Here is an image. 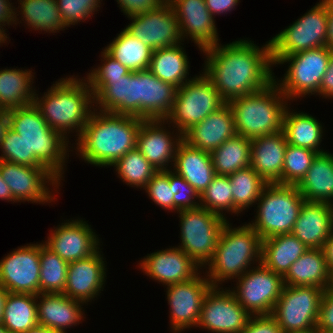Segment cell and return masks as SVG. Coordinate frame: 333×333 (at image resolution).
<instances>
[{
	"instance_id": "6da1fadb",
	"label": "cell",
	"mask_w": 333,
	"mask_h": 333,
	"mask_svg": "<svg viewBox=\"0 0 333 333\" xmlns=\"http://www.w3.org/2000/svg\"><path fill=\"white\" fill-rule=\"evenodd\" d=\"M202 52L206 56L203 73L226 103L259 91L275 79L270 40L260 48L248 38L226 45L218 42Z\"/></svg>"
},
{
	"instance_id": "7a4b0ae2",
	"label": "cell",
	"mask_w": 333,
	"mask_h": 333,
	"mask_svg": "<svg viewBox=\"0 0 333 333\" xmlns=\"http://www.w3.org/2000/svg\"><path fill=\"white\" fill-rule=\"evenodd\" d=\"M143 119L93 110L83 132L75 140L77 156L88 164L110 167L137 144Z\"/></svg>"
},
{
	"instance_id": "3957f363",
	"label": "cell",
	"mask_w": 333,
	"mask_h": 333,
	"mask_svg": "<svg viewBox=\"0 0 333 333\" xmlns=\"http://www.w3.org/2000/svg\"><path fill=\"white\" fill-rule=\"evenodd\" d=\"M7 113L9 128L25 140L26 166L46 167L60 181L63 180L64 165L70 152L69 139L49 127L34 104Z\"/></svg>"
},
{
	"instance_id": "277c9868",
	"label": "cell",
	"mask_w": 333,
	"mask_h": 333,
	"mask_svg": "<svg viewBox=\"0 0 333 333\" xmlns=\"http://www.w3.org/2000/svg\"><path fill=\"white\" fill-rule=\"evenodd\" d=\"M33 104L48 126L68 139L72 131L78 137L82 134L94 110L93 94L86 77L80 79L75 75L59 79L42 97L35 91Z\"/></svg>"
},
{
	"instance_id": "5b68a950",
	"label": "cell",
	"mask_w": 333,
	"mask_h": 333,
	"mask_svg": "<svg viewBox=\"0 0 333 333\" xmlns=\"http://www.w3.org/2000/svg\"><path fill=\"white\" fill-rule=\"evenodd\" d=\"M261 243L262 239L249 223L234 228L227 221L212 259L204 267L208 270L203 274L212 286L239 278L254 264H261Z\"/></svg>"
},
{
	"instance_id": "8992f818",
	"label": "cell",
	"mask_w": 333,
	"mask_h": 333,
	"mask_svg": "<svg viewBox=\"0 0 333 333\" xmlns=\"http://www.w3.org/2000/svg\"><path fill=\"white\" fill-rule=\"evenodd\" d=\"M237 135L255 139L282 130L288 99L275 80L265 88L228 102Z\"/></svg>"
},
{
	"instance_id": "52a82bcc",
	"label": "cell",
	"mask_w": 333,
	"mask_h": 333,
	"mask_svg": "<svg viewBox=\"0 0 333 333\" xmlns=\"http://www.w3.org/2000/svg\"><path fill=\"white\" fill-rule=\"evenodd\" d=\"M257 201L255 219L248 223L264 240L279 234H291L305 199L297 186L267 183Z\"/></svg>"
},
{
	"instance_id": "ba28073f",
	"label": "cell",
	"mask_w": 333,
	"mask_h": 333,
	"mask_svg": "<svg viewBox=\"0 0 333 333\" xmlns=\"http://www.w3.org/2000/svg\"><path fill=\"white\" fill-rule=\"evenodd\" d=\"M333 50L327 46L304 50L289 56H272L273 65L288 63L281 80H275L289 101L306 95H319L322 78L326 73Z\"/></svg>"
},
{
	"instance_id": "9c48e42d",
	"label": "cell",
	"mask_w": 333,
	"mask_h": 333,
	"mask_svg": "<svg viewBox=\"0 0 333 333\" xmlns=\"http://www.w3.org/2000/svg\"><path fill=\"white\" fill-rule=\"evenodd\" d=\"M225 103L210 79L202 72L177 88L171 111L164 120L169 122L167 125L170 129L176 128L174 131L177 130L183 136Z\"/></svg>"
},
{
	"instance_id": "30bf717a",
	"label": "cell",
	"mask_w": 333,
	"mask_h": 333,
	"mask_svg": "<svg viewBox=\"0 0 333 333\" xmlns=\"http://www.w3.org/2000/svg\"><path fill=\"white\" fill-rule=\"evenodd\" d=\"M180 245L201 268L212 259L224 225L228 221L204 207L180 210Z\"/></svg>"
},
{
	"instance_id": "8fae6325",
	"label": "cell",
	"mask_w": 333,
	"mask_h": 333,
	"mask_svg": "<svg viewBox=\"0 0 333 333\" xmlns=\"http://www.w3.org/2000/svg\"><path fill=\"white\" fill-rule=\"evenodd\" d=\"M329 0H320L307 13L270 40L272 56L327 46Z\"/></svg>"
},
{
	"instance_id": "7c38bea8",
	"label": "cell",
	"mask_w": 333,
	"mask_h": 333,
	"mask_svg": "<svg viewBox=\"0 0 333 333\" xmlns=\"http://www.w3.org/2000/svg\"><path fill=\"white\" fill-rule=\"evenodd\" d=\"M324 291L315 286L284 285L271 313L283 333L316 328Z\"/></svg>"
},
{
	"instance_id": "4fadbf2b",
	"label": "cell",
	"mask_w": 333,
	"mask_h": 333,
	"mask_svg": "<svg viewBox=\"0 0 333 333\" xmlns=\"http://www.w3.org/2000/svg\"><path fill=\"white\" fill-rule=\"evenodd\" d=\"M234 281L236 286L230 291L250 315H271L284 287L283 276L262 264L248 269Z\"/></svg>"
},
{
	"instance_id": "5bb4252c",
	"label": "cell",
	"mask_w": 333,
	"mask_h": 333,
	"mask_svg": "<svg viewBox=\"0 0 333 333\" xmlns=\"http://www.w3.org/2000/svg\"><path fill=\"white\" fill-rule=\"evenodd\" d=\"M0 174L3 181L9 186L16 203L30 201L43 205L50 204L55 201L53 190L56 189L57 192L61 185V181L46 167L26 166L0 160ZM49 185H52L54 189L48 187Z\"/></svg>"
},
{
	"instance_id": "9a60e30c",
	"label": "cell",
	"mask_w": 333,
	"mask_h": 333,
	"mask_svg": "<svg viewBox=\"0 0 333 333\" xmlns=\"http://www.w3.org/2000/svg\"><path fill=\"white\" fill-rule=\"evenodd\" d=\"M127 18L131 22L124 29L153 51L184 42L177 17L167 0L155 9Z\"/></svg>"
},
{
	"instance_id": "2e32d148",
	"label": "cell",
	"mask_w": 333,
	"mask_h": 333,
	"mask_svg": "<svg viewBox=\"0 0 333 333\" xmlns=\"http://www.w3.org/2000/svg\"><path fill=\"white\" fill-rule=\"evenodd\" d=\"M250 316L230 288L212 286L204 297L197 327L212 333H241Z\"/></svg>"
},
{
	"instance_id": "e0dca14e",
	"label": "cell",
	"mask_w": 333,
	"mask_h": 333,
	"mask_svg": "<svg viewBox=\"0 0 333 333\" xmlns=\"http://www.w3.org/2000/svg\"><path fill=\"white\" fill-rule=\"evenodd\" d=\"M201 274L200 272L188 281L166 286L173 333H181L185 329L198 326L204 297L212 287L206 275Z\"/></svg>"
},
{
	"instance_id": "ac0fdd59",
	"label": "cell",
	"mask_w": 333,
	"mask_h": 333,
	"mask_svg": "<svg viewBox=\"0 0 333 333\" xmlns=\"http://www.w3.org/2000/svg\"><path fill=\"white\" fill-rule=\"evenodd\" d=\"M40 243L14 249L0 260V285L12 293L39 294Z\"/></svg>"
},
{
	"instance_id": "d6986e66",
	"label": "cell",
	"mask_w": 333,
	"mask_h": 333,
	"mask_svg": "<svg viewBox=\"0 0 333 333\" xmlns=\"http://www.w3.org/2000/svg\"><path fill=\"white\" fill-rule=\"evenodd\" d=\"M47 237L42 242L68 263L94 255L100 249L98 235L80 218L57 225Z\"/></svg>"
},
{
	"instance_id": "ffe728a7",
	"label": "cell",
	"mask_w": 333,
	"mask_h": 333,
	"mask_svg": "<svg viewBox=\"0 0 333 333\" xmlns=\"http://www.w3.org/2000/svg\"><path fill=\"white\" fill-rule=\"evenodd\" d=\"M179 22L182 39L190 38L200 52L216 46L219 37L215 19L205 0H167Z\"/></svg>"
},
{
	"instance_id": "44dd1931",
	"label": "cell",
	"mask_w": 333,
	"mask_h": 333,
	"mask_svg": "<svg viewBox=\"0 0 333 333\" xmlns=\"http://www.w3.org/2000/svg\"><path fill=\"white\" fill-rule=\"evenodd\" d=\"M165 124L164 119L142 120L137 133L136 148L157 171L171 169L176 148L183 140L177 130L171 132Z\"/></svg>"
},
{
	"instance_id": "7402d4cb",
	"label": "cell",
	"mask_w": 333,
	"mask_h": 333,
	"mask_svg": "<svg viewBox=\"0 0 333 333\" xmlns=\"http://www.w3.org/2000/svg\"><path fill=\"white\" fill-rule=\"evenodd\" d=\"M139 268L164 286L188 281L203 269L179 247L158 250L141 258Z\"/></svg>"
},
{
	"instance_id": "603a6c76",
	"label": "cell",
	"mask_w": 333,
	"mask_h": 333,
	"mask_svg": "<svg viewBox=\"0 0 333 333\" xmlns=\"http://www.w3.org/2000/svg\"><path fill=\"white\" fill-rule=\"evenodd\" d=\"M99 250L94 255L84 259L69 262L64 294L85 305L94 301L103 291L106 281V266Z\"/></svg>"
},
{
	"instance_id": "cb8c5ba5",
	"label": "cell",
	"mask_w": 333,
	"mask_h": 333,
	"mask_svg": "<svg viewBox=\"0 0 333 333\" xmlns=\"http://www.w3.org/2000/svg\"><path fill=\"white\" fill-rule=\"evenodd\" d=\"M139 71L108 80L94 95V108L101 112L139 117ZM99 105V106H98Z\"/></svg>"
},
{
	"instance_id": "d4e9b609",
	"label": "cell",
	"mask_w": 333,
	"mask_h": 333,
	"mask_svg": "<svg viewBox=\"0 0 333 333\" xmlns=\"http://www.w3.org/2000/svg\"><path fill=\"white\" fill-rule=\"evenodd\" d=\"M332 233L333 205L325 202L305 201L291 234L308 249H322Z\"/></svg>"
},
{
	"instance_id": "484cf974",
	"label": "cell",
	"mask_w": 333,
	"mask_h": 333,
	"mask_svg": "<svg viewBox=\"0 0 333 333\" xmlns=\"http://www.w3.org/2000/svg\"><path fill=\"white\" fill-rule=\"evenodd\" d=\"M236 135L234 115L228 103L209 114L183 135L190 146L211 153Z\"/></svg>"
},
{
	"instance_id": "4316f807",
	"label": "cell",
	"mask_w": 333,
	"mask_h": 333,
	"mask_svg": "<svg viewBox=\"0 0 333 333\" xmlns=\"http://www.w3.org/2000/svg\"><path fill=\"white\" fill-rule=\"evenodd\" d=\"M287 144L282 130L251 140L250 166L267 183L282 184Z\"/></svg>"
},
{
	"instance_id": "83f0119b",
	"label": "cell",
	"mask_w": 333,
	"mask_h": 333,
	"mask_svg": "<svg viewBox=\"0 0 333 333\" xmlns=\"http://www.w3.org/2000/svg\"><path fill=\"white\" fill-rule=\"evenodd\" d=\"M36 300L40 325L67 333L65 329L79 325L85 319L81 307L84 303L67 297L64 293H39Z\"/></svg>"
},
{
	"instance_id": "f1b7e54d",
	"label": "cell",
	"mask_w": 333,
	"mask_h": 333,
	"mask_svg": "<svg viewBox=\"0 0 333 333\" xmlns=\"http://www.w3.org/2000/svg\"><path fill=\"white\" fill-rule=\"evenodd\" d=\"M139 118L165 119L173 106L177 87L163 82L150 70L139 71Z\"/></svg>"
},
{
	"instance_id": "f546056e",
	"label": "cell",
	"mask_w": 333,
	"mask_h": 333,
	"mask_svg": "<svg viewBox=\"0 0 333 333\" xmlns=\"http://www.w3.org/2000/svg\"><path fill=\"white\" fill-rule=\"evenodd\" d=\"M182 176L199 195H201L214 178L215 171L209 152L190 146L182 140L175 153L172 167Z\"/></svg>"
},
{
	"instance_id": "4dcf8cb0",
	"label": "cell",
	"mask_w": 333,
	"mask_h": 333,
	"mask_svg": "<svg viewBox=\"0 0 333 333\" xmlns=\"http://www.w3.org/2000/svg\"><path fill=\"white\" fill-rule=\"evenodd\" d=\"M287 286H315L328 290L331 273L325 255L320 248H309L289 268L283 276Z\"/></svg>"
},
{
	"instance_id": "1f68e13d",
	"label": "cell",
	"mask_w": 333,
	"mask_h": 333,
	"mask_svg": "<svg viewBox=\"0 0 333 333\" xmlns=\"http://www.w3.org/2000/svg\"><path fill=\"white\" fill-rule=\"evenodd\" d=\"M297 188L305 201L333 205V153H318Z\"/></svg>"
},
{
	"instance_id": "d6a6232c",
	"label": "cell",
	"mask_w": 333,
	"mask_h": 333,
	"mask_svg": "<svg viewBox=\"0 0 333 333\" xmlns=\"http://www.w3.org/2000/svg\"><path fill=\"white\" fill-rule=\"evenodd\" d=\"M308 248L292 234H279L262 240L261 264L274 273L284 276L290 266Z\"/></svg>"
},
{
	"instance_id": "836d02e7",
	"label": "cell",
	"mask_w": 333,
	"mask_h": 333,
	"mask_svg": "<svg viewBox=\"0 0 333 333\" xmlns=\"http://www.w3.org/2000/svg\"><path fill=\"white\" fill-rule=\"evenodd\" d=\"M290 108V106H287L285 110L282 125L287 143L314 150L317 153L325 152V150L320 149L324 133L321 122L311 114L293 112Z\"/></svg>"
},
{
	"instance_id": "e575fe53",
	"label": "cell",
	"mask_w": 333,
	"mask_h": 333,
	"mask_svg": "<svg viewBox=\"0 0 333 333\" xmlns=\"http://www.w3.org/2000/svg\"><path fill=\"white\" fill-rule=\"evenodd\" d=\"M32 73L30 69L0 70V109L8 111L33 104L36 90L32 87L35 77Z\"/></svg>"
},
{
	"instance_id": "d590c367",
	"label": "cell",
	"mask_w": 333,
	"mask_h": 333,
	"mask_svg": "<svg viewBox=\"0 0 333 333\" xmlns=\"http://www.w3.org/2000/svg\"><path fill=\"white\" fill-rule=\"evenodd\" d=\"M181 45L154 50L149 66L154 76L177 88L191 79L187 77L190 71L188 56Z\"/></svg>"
},
{
	"instance_id": "8d00e7d4",
	"label": "cell",
	"mask_w": 333,
	"mask_h": 333,
	"mask_svg": "<svg viewBox=\"0 0 333 333\" xmlns=\"http://www.w3.org/2000/svg\"><path fill=\"white\" fill-rule=\"evenodd\" d=\"M18 8L16 10L15 25L19 24L21 15V21L26 23L28 28L33 30L45 31V33H56L60 30H65L66 25L63 22L61 12L57 6V0H17ZM18 11V12H17ZM18 13V14H17ZM18 21V22H17ZM32 27V28H31Z\"/></svg>"
},
{
	"instance_id": "74e56055",
	"label": "cell",
	"mask_w": 333,
	"mask_h": 333,
	"mask_svg": "<svg viewBox=\"0 0 333 333\" xmlns=\"http://www.w3.org/2000/svg\"><path fill=\"white\" fill-rule=\"evenodd\" d=\"M37 295L7 293L1 323L10 333H25L38 324Z\"/></svg>"
},
{
	"instance_id": "f35d334b",
	"label": "cell",
	"mask_w": 333,
	"mask_h": 333,
	"mask_svg": "<svg viewBox=\"0 0 333 333\" xmlns=\"http://www.w3.org/2000/svg\"><path fill=\"white\" fill-rule=\"evenodd\" d=\"M104 50L130 71L148 70L153 50L123 29Z\"/></svg>"
},
{
	"instance_id": "ab89813d",
	"label": "cell",
	"mask_w": 333,
	"mask_h": 333,
	"mask_svg": "<svg viewBox=\"0 0 333 333\" xmlns=\"http://www.w3.org/2000/svg\"><path fill=\"white\" fill-rule=\"evenodd\" d=\"M250 154L251 140L236 134L210 153L215 174L229 176L250 167Z\"/></svg>"
},
{
	"instance_id": "60d3db41",
	"label": "cell",
	"mask_w": 333,
	"mask_h": 333,
	"mask_svg": "<svg viewBox=\"0 0 333 333\" xmlns=\"http://www.w3.org/2000/svg\"><path fill=\"white\" fill-rule=\"evenodd\" d=\"M228 177L233 191V213L238 216L247 208L256 205L267 182L251 166Z\"/></svg>"
},
{
	"instance_id": "b9f144b4",
	"label": "cell",
	"mask_w": 333,
	"mask_h": 333,
	"mask_svg": "<svg viewBox=\"0 0 333 333\" xmlns=\"http://www.w3.org/2000/svg\"><path fill=\"white\" fill-rule=\"evenodd\" d=\"M68 264L41 242L39 293H63Z\"/></svg>"
},
{
	"instance_id": "7bdbcfd3",
	"label": "cell",
	"mask_w": 333,
	"mask_h": 333,
	"mask_svg": "<svg viewBox=\"0 0 333 333\" xmlns=\"http://www.w3.org/2000/svg\"><path fill=\"white\" fill-rule=\"evenodd\" d=\"M112 166L122 182L139 189L144 188L157 172L137 148L128 151Z\"/></svg>"
},
{
	"instance_id": "ee69618b",
	"label": "cell",
	"mask_w": 333,
	"mask_h": 333,
	"mask_svg": "<svg viewBox=\"0 0 333 333\" xmlns=\"http://www.w3.org/2000/svg\"><path fill=\"white\" fill-rule=\"evenodd\" d=\"M232 192L229 177L215 175L211 183L200 195V206L227 218L223 211L233 214Z\"/></svg>"
},
{
	"instance_id": "f6af8a7d",
	"label": "cell",
	"mask_w": 333,
	"mask_h": 333,
	"mask_svg": "<svg viewBox=\"0 0 333 333\" xmlns=\"http://www.w3.org/2000/svg\"><path fill=\"white\" fill-rule=\"evenodd\" d=\"M318 153L287 144L282 169V184L297 186L306 175Z\"/></svg>"
},
{
	"instance_id": "bcb514c9",
	"label": "cell",
	"mask_w": 333,
	"mask_h": 333,
	"mask_svg": "<svg viewBox=\"0 0 333 333\" xmlns=\"http://www.w3.org/2000/svg\"><path fill=\"white\" fill-rule=\"evenodd\" d=\"M102 64L87 73V81L94 95L108 80L123 78L131 71L119 61L111 57L104 49L101 53ZM104 59V60H103Z\"/></svg>"
},
{
	"instance_id": "7dc6e473",
	"label": "cell",
	"mask_w": 333,
	"mask_h": 333,
	"mask_svg": "<svg viewBox=\"0 0 333 333\" xmlns=\"http://www.w3.org/2000/svg\"><path fill=\"white\" fill-rule=\"evenodd\" d=\"M101 1L103 0H57V6L64 24L70 27L93 17L99 11Z\"/></svg>"
},
{
	"instance_id": "c3c4849f",
	"label": "cell",
	"mask_w": 333,
	"mask_h": 333,
	"mask_svg": "<svg viewBox=\"0 0 333 333\" xmlns=\"http://www.w3.org/2000/svg\"><path fill=\"white\" fill-rule=\"evenodd\" d=\"M147 196L164 210L173 211V186H170L169 170L157 171L143 188Z\"/></svg>"
},
{
	"instance_id": "681fc988",
	"label": "cell",
	"mask_w": 333,
	"mask_h": 333,
	"mask_svg": "<svg viewBox=\"0 0 333 333\" xmlns=\"http://www.w3.org/2000/svg\"><path fill=\"white\" fill-rule=\"evenodd\" d=\"M169 181L174 191L173 211L178 212L200 206V195L198 192L172 169H169Z\"/></svg>"
},
{
	"instance_id": "f907efd6",
	"label": "cell",
	"mask_w": 333,
	"mask_h": 333,
	"mask_svg": "<svg viewBox=\"0 0 333 333\" xmlns=\"http://www.w3.org/2000/svg\"><path fill=\"white\" fill-rule=\"evenodd\" d=\"M0 160L26 165L25 140L9 127L0 143Z\"/></svg>"
},
{
	"instance_id": "816d5d0a",
	"label": "cell",
	"mask_w": 333,
	"mask_h": 333,
	"mask_svg": "<svg viewBox=\"0 0 333 333\" xmlns=\"http://www.w3.org/2000/svg\"><path fill=\"white\" fill-rule=\"evenodd\" d=\"M316 329L319 333L333 332V292L329 289L321 298Z\"/></svg>"
},
{
	"instance_id": "f5cc1de1",
	"label": "cell",
	"mask_w": 333,
	"mask_h": 333,
	"mask_svg": "<svg viewBox=\"0 0 333 333\" xmlns=\"http://www.w3.org/2000/svg\"><path fill=\"white\" fill-rule=\"evenodd\" d=\"M241 333H283L271 315H251Z\"/></svg>"
},
{
	"instance_id": "db71d44e",
	"label": "cell",
	"mask_w": 333,
	"mask_h": 333,
	"mask_svg": "<svg viewBox=\"0 0 333 333\" xmlns=\"http://www.w3.org/2000/svg\"><path fill=\"white\" fill-rule=\"evenodd\" d=\"M166 0H116L119 8L127 17L146 13L159 7Z\"/></svg>"
},
{
	"instance_id": "11a10c76",
	"label": "cell",
	"mask_w": 333,
	"mask_h": 333,
	"mask_svg": "<svg viewBox=\"0 0 333 333\" xmlns=\"http://www.w3.org/2000/svg\"><path fill=\"white\" fill-rule=\"evenodd\" d=\"M239 2L240 0H205L206 7L214 18L217 14H226L234 10Z\"/></svg>"
},
{
	"instance_id": "9f6ffc18",
	"label": "cell",
	"mask_w": 333,
	"mask_h": 333,
	"mask_svg": "<svg viewBox=\"0 0 333 333\" xmlns=\"http://www.w3.org/2000/svg\"><path fill=\"white\" fill-rule=\"evenodd\" d=\"M319 95L322 98H333V53L329 60L326 73L322 78V82L319 88Z\"/></svg>"
},
{
	"instance_id": "6f0895ef",
	"label": "cell",
	"mask_w": 333,
	"mask_h": 333,
	"mask_svg": "<svg viewBox=\"0 0 333 333\" xmlns=\"http://www.w3.org/2000/svg\"><path fill=\"white\" fill-rule=\"evenodd\" d=\"M12 4L13 3H10V0H0V26L3 29L6 24L12 26L16 23V9Z\"/></svg>"
},
{
	"instance_id": "680465c9",
	"label": "cell",
	"mask_w": 333,
	"mask_h": 333,
	"mask_svg": "<svg viewBox=\"0 0 333 333\" xmlns=\"http://www.w3.org/2000/svg\"><path fill=\"white\" fill-rule=\"evenodd\" d=\"M322 250L325 255L328 270L330 273H332L333 272V233L331 234L329 239L326 241V243L322 247Z\"/></svg>"
},
{
	"instance_id": "91938a15",
	"label": "cell",
	"mask_w": 333,
	"mask_h": 333,
	"mask_svg": "<svg viewBox=\"0 0 333 333\" xmlns=\"http://www.w3.org/2000/svg\"><path fill=\"white\" fill-rule=\"evenodd\" d=\"M327 47L333 50V1L329 0V22L327 31Z\"/></svg>"
},
{
	"instance_id": "94428289",
	"label": "cell",
	"mask_w": 333,
	"mask_h": 333,
	"mask_svg": "<svg viewBox=\"0 0 333 333\" xmlns=\"http://www.w3.org/2000/svg\"><path fill=\"white\" fill-rule=\"evenodd\" d=\"M0 199L1 200H6L8 202H15L13 200L12 194L10 192L9 186L3 181V178L1 177L0 174Z\"/></svg>"
},
{
	"instance_id": "6125c7cd",
	"label": "cell",
	"mask_w": 333,
	"mask_h": 333,
	"mask_svg": "<svg viewBox=\"0 0 333 333\" xmlns=\"http://www.w3.org/2000/svg\"><path fill=\"white\" fill-rule=\"evenodd\" d=\"M8 127V113L7 111L0 109V143Z\"/></svg>"
},
{
	"instance_id": "be15d7a7",
	"label": "cell",
	"mask_w": 333,
	"mask_h": 333,
	"mask_svg": "<svg viewBox=\"0 0 333 333\" xmlns=\"http://www.w3.org/2000/svg\"><path fill=\"white\" fill-rule=\"evenodd\" d=\"M25 333H63V332L48 326L37 324L36 326L30 328Z\"/></svg>"
},
{
	"instance_id": "e7e4bbea",
	"label": "cell",
	"mask_w": 333,
	"mask_h": 333,
	"mask_svg": "<svg viewBox=\"0 0 333 333\" xmlns=\"http://www.w3.org/2000/svg\"><path fill=\"white\" fill-rule=\"evenodd\" d=\"M7 291L0 285V322L3 318L4 305L7 298Z\"/></svg>"
},
{
	"instance_id": "03108f58",
	"label": "cell",
	"mask_w": 333,
	"mask_h": 333,
	"mask_svg": "<svg viewBox=\"0 0 333 333\" xmlns=\"http://www.w3.org/2000/svg\"><path fill=\"white\" fill-rule=\"evenodd\" d=\"M6 32V29H3L1 26H0V45H2L3 43L6 44V42L8 43V39L9 37H7V33ZM8 38V39H7Z\"/></svg>"
},
{
	"instance_id": "003e7915",
	"label": "cell",
	"mask_w": 333,
	"mask_h": 333,
	"mask_svg": "<svg viewBox=\"0 0 333 333\" xmlns=\"http://www.w3.org/2000/svg\"><path fill=\"white\" fill-rule=\"evenodd\" d=\"M291 333H319V331L314 328V329H308V330H304V331H297V332H291Z\"/></svg>"
},
{
	"instance_id": "a7ac6f4b",
	"label": "cell",
	"mask_w": 333,
	"mask_h": 333,
	"mask_svg": "<svg viewBox=\"0 0 333 333\" xmlns=\"http://www.w3.org/2000/svg\"><path fill=\"white\" fill-rule=\"evenodd\" d=\"M0 333H10L1 322H0Z\"/></svg>"
},
{
	"instance_id": "89a4df30",
	"label": "cell",
	"mask_w": 333,
	"mask_h": 333,
	"mask_svg": "<svg viewBox=\"0 0 333 333\" xmlns=\"http://www.w3.org/2000/svg\"><path fill=\"white\" fill-rule=\"evenodd\" d=\"M329 290L333 292V272L331 273V282H330Z\"/></svg>"
}]
</instances>
